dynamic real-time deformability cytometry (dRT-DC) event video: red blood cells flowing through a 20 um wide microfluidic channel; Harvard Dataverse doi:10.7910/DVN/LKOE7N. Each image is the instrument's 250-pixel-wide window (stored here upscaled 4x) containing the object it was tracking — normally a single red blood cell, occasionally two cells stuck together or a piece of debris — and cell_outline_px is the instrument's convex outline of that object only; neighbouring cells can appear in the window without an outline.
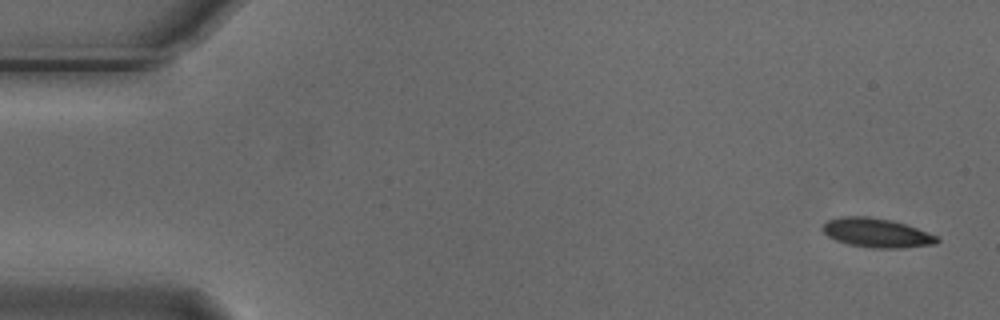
{"species": "Egyptian fruit bat (a non-hibernating species)", "species_latin": "Rousettus aegyptiacus", "temperature_condition": "cold", "stored_images_in_passage": 4, "camera_frame_rate_fps": 3000, "um_per_image_px": 0.085, "animal": {"sex": "male"}, "frame": {"image": 1, "passage_image": 1, "time_ms": 0.0, "image_size_px": [1000, 320], "cell_outline_px": [[940, 240], [936, 244], [904, 248], [872, 248], [848, 244], [836, 240], [828, 236], [820, 228], [828, 220], [840, 216], [868, 216], [892, 220], [916, 228], [936, 236]], "centroid_in_image_um": [74.49, 19.79], "position_along_channel_um": 10.5, "area_um2": 19.42}}
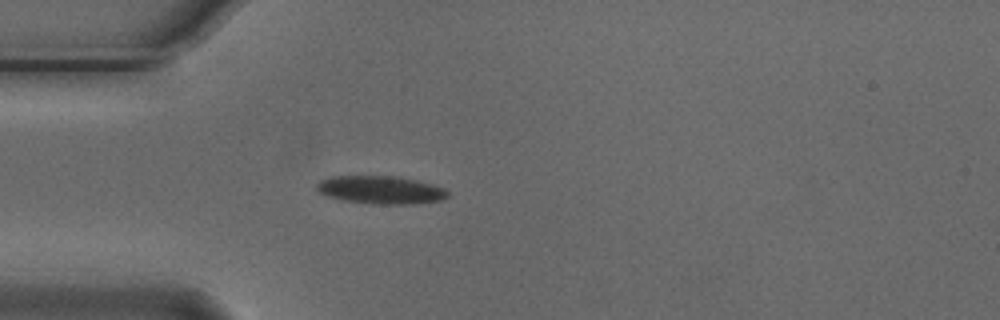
{"frame": {"image": 2, "passage_image": 4, "time_ms": 1.0, "image_size_px": [1000, 320], "cell_outline_px": [[448, 196], [440, 200], [412, 204], [372, 204], [340, 200], [328, 196], [320, 192], [316, 188], [316, 184], [320, 180], [332, 176], [392, 176], [416, 180], [432, 184], [444, 188], [448, 192]], "centroid_in_image_um": [32.33, 16.14], "position_along_channel_um": 52.7, "area_um2": 21.33}}